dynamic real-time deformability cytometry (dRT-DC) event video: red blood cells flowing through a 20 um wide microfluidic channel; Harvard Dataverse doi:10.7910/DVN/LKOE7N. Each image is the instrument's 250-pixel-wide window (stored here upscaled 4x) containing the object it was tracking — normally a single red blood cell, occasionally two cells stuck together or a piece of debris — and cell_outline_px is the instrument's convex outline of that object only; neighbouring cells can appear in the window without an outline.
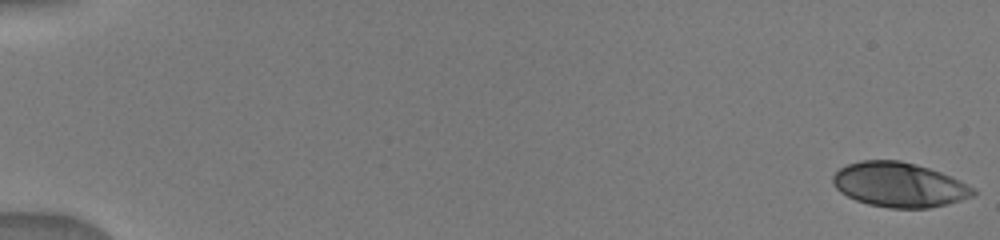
{"species": "human", "species_latin": "Homo sapiens", "temperature_condition": "warm", "stored_images_in_passage": 70, "camera_frame_rate_fps": 3000, "um_per_image_px": 0.085, "donor": {"sex": "male"}, "frame": {"image": 1, "passage_image": 1, "time_ms": 0.0, "image_size_px": [1000, 240], "cell_outline_px": [[976, 192], [972, 196], [948, 204], [928, 208], [888, 208], [868, 204], [856, 200], [840, 192], [832, 184], [832, 176], [840, 168], [848, 164], [860, 160], [900, 160], [916, 164], [940, 172], [960, 180], [976, 188]], "centroid_in_image_um": [76.43, 15.7], "position_along_channel_um": 8.6, "area_um2": 36.59}}
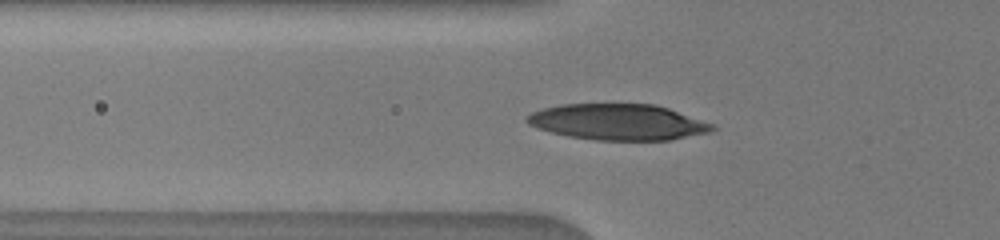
{"frame": {"image": 2, "passage_image": 35, "time_ms": 6.0, "image_size_px": [1000, 240], "cell_outline_px": [[716, 128], [712, 132], [672, 140], [596, 140], [568, 136], [552, 132], [528, 124], [524, 120], [524, 116], [532, 112], [544, 108], [560, 104], [656, 104], [716, 124]], "centroid_in_image_um": [52.58, 10.37], "position_along_channel_um": 73.2, "area_um2": 39.13}}
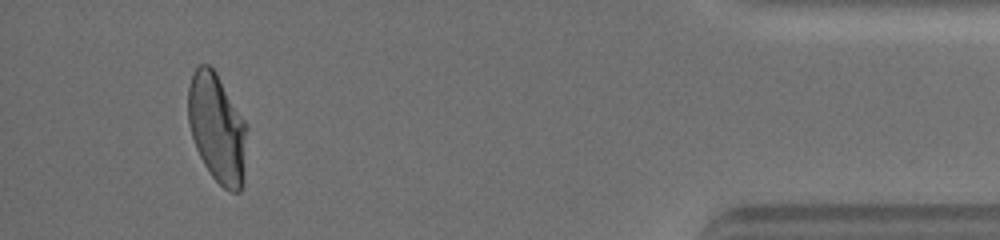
{"frame": {"image": 3, "passage_image": 62, "time_ms": 15.667, "image_size_px": [1000, 240], "cell_outline_px": [[248, 128], [240, 192], [228, 192], [212, 176], [204, 164], [196, 148], [188, 124], [188, 88], [192, 76], [196, 68], [200, 64], [208, 64], [216, 72], [248, 124]], "centroid_in_image_um": [18.45, 10.86], "position_along_channel_um": 416.7, "area_um2": 37.22}}